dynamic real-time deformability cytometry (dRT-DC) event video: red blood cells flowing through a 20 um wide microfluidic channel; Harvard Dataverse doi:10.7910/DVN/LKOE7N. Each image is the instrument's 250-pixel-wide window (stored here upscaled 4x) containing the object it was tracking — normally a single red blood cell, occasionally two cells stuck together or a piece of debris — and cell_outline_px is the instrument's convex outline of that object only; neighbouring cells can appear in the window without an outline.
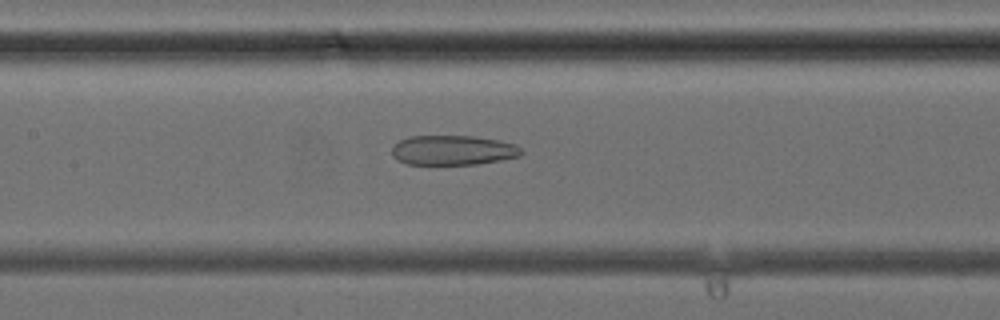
{"species": "common noctule bat (a hibernating species)", "species_latin": "Nyctalus noctula", "temperature_condition": "cold", "stored_images_in_passage": 38, "camera_frame_rate_fps": 3000, "um_per_image_px": 0.085, "animal": {"sex": "female", "body_mass_g": 24.6, "forearm_length_mm": 56.2}, "frame": {"image": 1, "passage_image": 18, "time_ms": 5.667, "image_size_px": [1000, 320], "cell_outline_px": [[524, 152], [520, 156], [500, 160], [476, 164], [408, 164], [396, 160], [392, 156], [392, 148], [400, 140], [408, 136], [472, 136], [500, 140], [516, 144]], "centroid_in_image_um": [38.51, 12.76], "position_along_channel_um": 168.9, "area_um2": 22.48}}
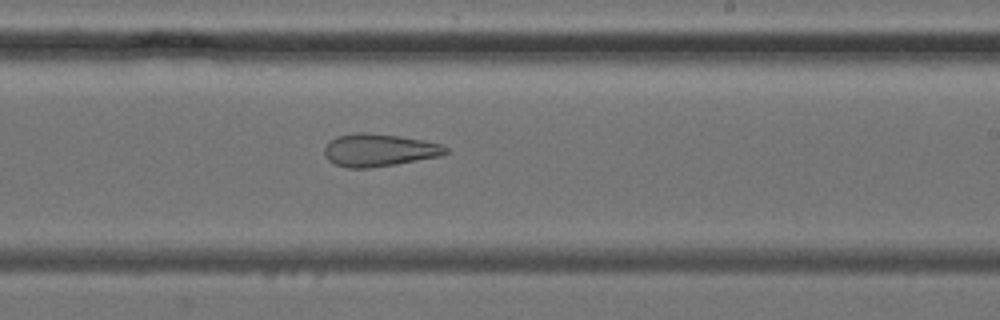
{"frame": {"image": 2, "passage_image": 23, "time_ms": 7.333, "image_size_px": [1000, 320], "cell_outline_px": [[448, 152], [440, 156], [396, 164], [368, 168], [348, 168], [336, 164], [328, 160], [324, 156], [324, 148], [336, 136], [356, 132], [364, 132], [400, 136], [424, 140], [440, 144], [448, 148]], "centroid_in_image_um": [32.21, 12.76], "position_along_channel_um": 256.8, "area_um2": 23.0}}
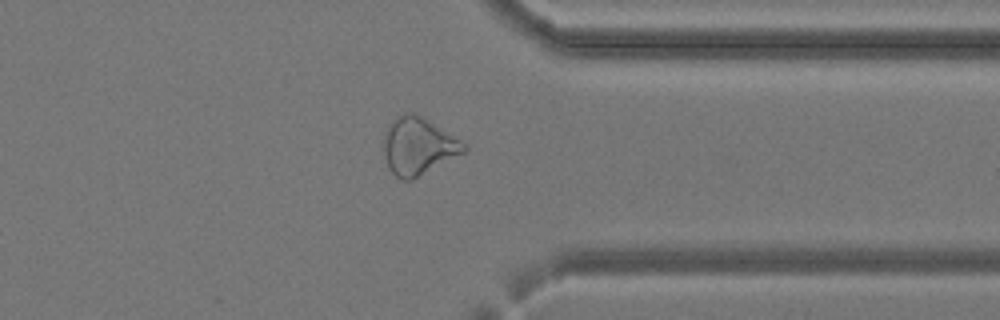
{"frame": {"image": 3, "passage_image": 30, "time_ms": 9.667, "image_size_px": [1000, 320], "cell_outline_px": [[468, 148], [464, 152], [412, 180], [400, 180], [388, 168], [384, 152], [384, 132], [388, 124], [396, 116], [412, 112], [420, 116], [460, 140]], "centroid_in_image_um": [35.5, 12.44], "position_along_channel_um": 375.9, "area_um2": 26.3}}